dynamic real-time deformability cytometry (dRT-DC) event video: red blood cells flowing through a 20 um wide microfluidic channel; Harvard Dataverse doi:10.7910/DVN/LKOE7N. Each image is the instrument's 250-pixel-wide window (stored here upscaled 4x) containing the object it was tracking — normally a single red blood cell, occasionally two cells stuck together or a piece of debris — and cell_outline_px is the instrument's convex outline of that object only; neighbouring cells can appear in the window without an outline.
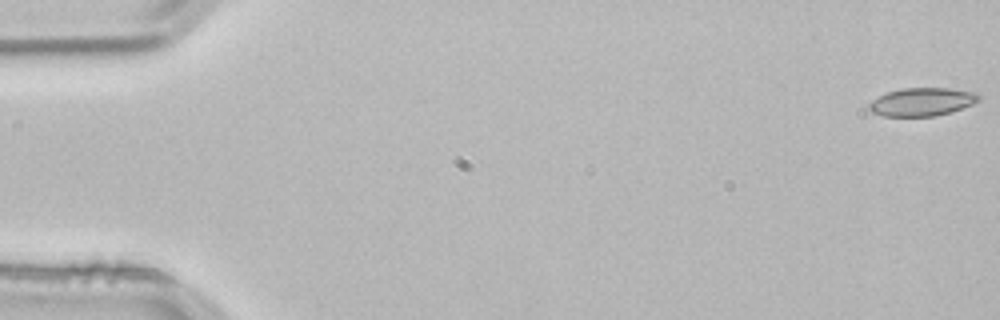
{"species": "common noctule bat (a hibernating species)", "species_latin": "Nyctalus noctula", "temperature_condition": "room temperature", "stored_images_in_passage": 54, "camera_frame_rate_fps": 3000, "um_per_image_px": 0.085, "animal": {"sex": "male", "body_mass_g": 21.5, "forearm_length_mm": 52.0}, "frame": {"image": 1, "passage_image": 1, "time_ms": 0.0, "image_size_px": [1000, 320], "cell_outline_px": [[980, 100], [972, 104], [952, 112], [936, 116], [884, 116], [872, 112], [868, 108], [868, 104], [872, 100], [888, 92], [900, 88], [948, 88], [976, 92], [980, 96]], "centroid_in_image_um": [78.38, 8.66], "position_along_channel_um": 6.6, "area_um2": 18.03}}
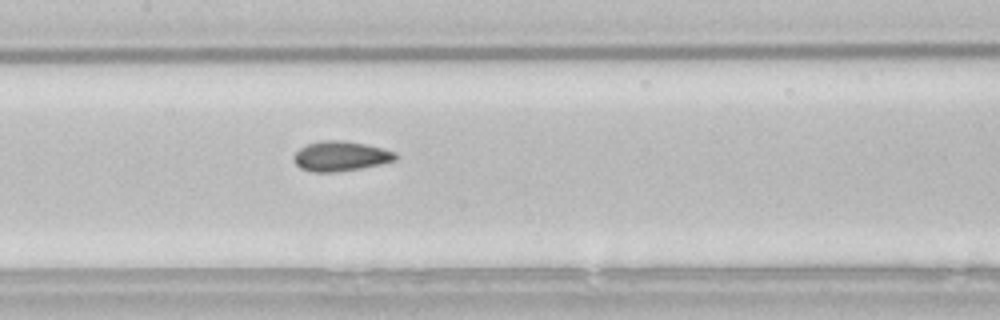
{"frame": {"image": 2, "passage_image": 26, "time_ms": 8.333, "image_size_px": [1000, 320], "cell_outline_px": [[400, 156], [396, 160], [380, 164], [360, 168], [336, 172], [312, 172], [300, 168], [292, 160], [292, 156], [300, 148], [308, 144], [320, 140], [340, 140], [364, 144], [384, 148], [396, 152]], "centroid_in_image_um": [28.95, 13.27], "position_along_channel_um": 178.4, "area_um2": 17.86}}
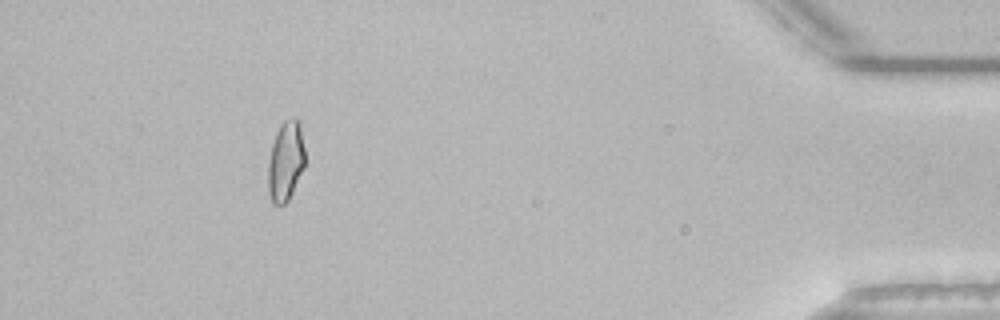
{"frame": {"image": 3, "passage_image": 49, "time_ms": 16.0, "image_size_px": [1000, 320], "cell_outline_px": [[304, 168], [288, 200], [284, 204], [272, 204], [268, 192], [268, 164], [272, 144], [276, 132], [280, 124], [284, 120], [292, 116], [296, 116], [300, 124], [304, 148]], "centroid_in_image_um": [24.27, 13.67], "position_along_channel_um": 410.9, "area_um2": 17.28}, "authors_computed_cell_mechanics": {"area_um2": 17.7157, "velocity_mm_per_s": 3.8377, "shape_relaxation_time_tau1_ms": null, "shape_relaxation_time_tau2_ms": 1.7046, "deformation_change_tau1": null, "deformation_change_tau2": 0.0534}}